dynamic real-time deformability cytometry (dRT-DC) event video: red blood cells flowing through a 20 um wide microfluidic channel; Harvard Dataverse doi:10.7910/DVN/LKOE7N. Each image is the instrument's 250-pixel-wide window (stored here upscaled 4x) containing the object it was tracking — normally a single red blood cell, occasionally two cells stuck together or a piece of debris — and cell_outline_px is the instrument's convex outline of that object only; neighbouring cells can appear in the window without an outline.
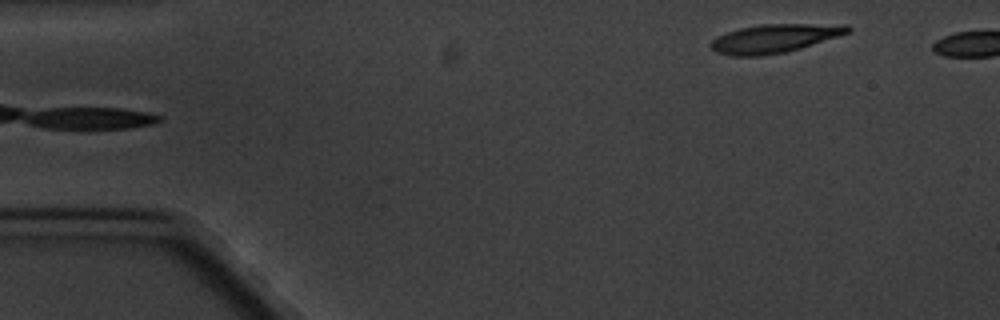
{"species": "common noctule bat (a hibernating species)", "species_latin": "Nyctalus noctula", "temperature_condition": "cold", "stored_images_in_passage": 5, "camera_frame_rate_fps": 3000, "um_per_image_px": 0.085, "animal": {"sex": "male", "body_mass_g": 20.1, "forearm_length_mm": 53.5}, "frame": {"image": 1, "passage_image": 5, "time_ms": 5.667, "image_size_px": [1000, 320], "cell_outline_px": [[852, 32], [840, 36], [800, 48], [784, 52], [760, 56], [732, 56], [716, 52], [708, 44], [712, 40], [728, 32], [740, 28], [760, 24], [848, 24], [852, 28]], "centroid_in_image_um": [65.89, 3.26], "position_along_channel_um": 19.1, "area_um2": 22.83}}